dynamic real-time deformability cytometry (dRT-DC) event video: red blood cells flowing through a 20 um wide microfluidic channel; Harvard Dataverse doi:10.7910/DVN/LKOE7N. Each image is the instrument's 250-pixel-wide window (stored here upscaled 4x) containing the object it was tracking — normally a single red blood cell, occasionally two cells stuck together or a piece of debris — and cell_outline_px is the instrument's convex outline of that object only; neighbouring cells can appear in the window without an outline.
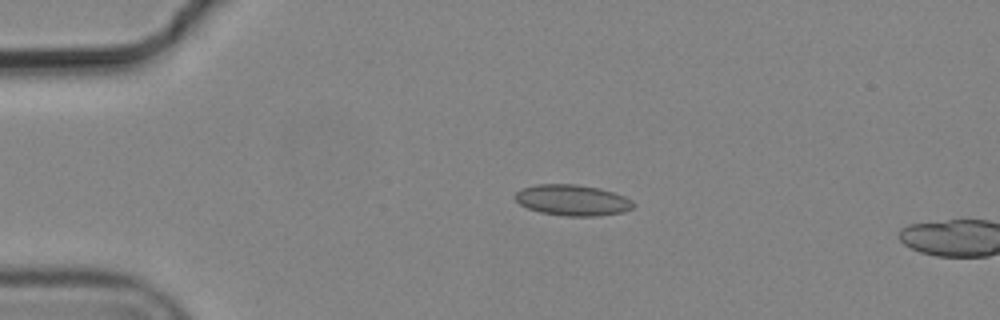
{"species": "common noctule bat (a hibernating species)", "species_latin": "Nyctalus noctula", "temperature_condition": "cold", "stored_images_in_passage": 2, "camera_frame_rate_fps": 3000, "um_per_image_px": 0.085, "animal": {"sex": "male", "body_mass_g": 19.2, "forearm_length_mm": 51.8}, "frame": {"image": 1, "passage_image": 1, "time_ms": 0.0, "image_size_px": [1000, 320], "cell_outline_px": [[636, 204], [632, 208], [624, 212], [596, 216], [564, 216], [540, 212], [528, 208], [520, 204], [512, 196], [520, 188], [536, 184], [576, 184], [600, 188], [624, 196], [632, 200]], "centroid_in_image_um": [48.64, 17.01], "position_along_channel_um": 36.4, "area_um2": 21.5}}